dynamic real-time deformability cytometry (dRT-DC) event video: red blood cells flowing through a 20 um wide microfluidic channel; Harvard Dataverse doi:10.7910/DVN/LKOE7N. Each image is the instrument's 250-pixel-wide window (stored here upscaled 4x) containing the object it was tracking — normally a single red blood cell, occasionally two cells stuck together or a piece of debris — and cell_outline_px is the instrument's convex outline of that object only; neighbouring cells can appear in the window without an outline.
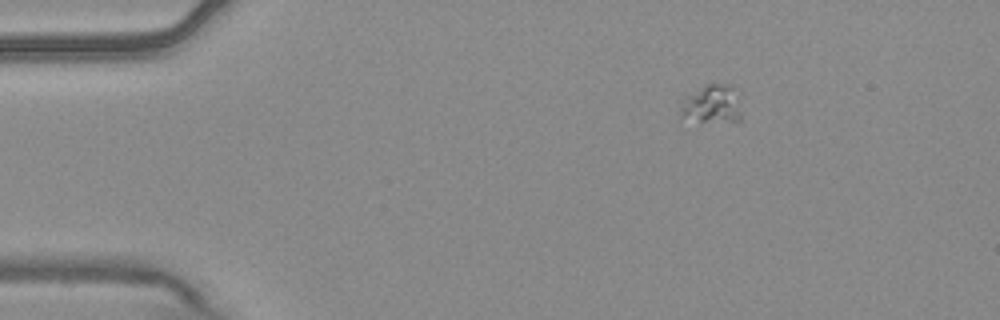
{"species": "common noctule bat (a hibernating species)", "species_latin": "Nyctalus noctula", "temperature_condition": "warm", "stored_images_in_passage": 3, "camera_frame_rate_fps": 3000, "um_per_image_px": 0.085, "animal": {"sex": "male", "body_mass_g": 20.4}, "frame": {"image": 1, "passage_image": 1, "time_ms": 0.0, "image_size_px": [1000, 320], "cell_outline_px": [[740, 120], [736, 124], [700, 120], [680, 116], [680, 100], [684, 96], [704, 84], [732, 84], [740, 112]], "centroid_in_image_um": [60.48, 8.85], "position_along_channel_um": 24.5, "area_um2": 13.81}}